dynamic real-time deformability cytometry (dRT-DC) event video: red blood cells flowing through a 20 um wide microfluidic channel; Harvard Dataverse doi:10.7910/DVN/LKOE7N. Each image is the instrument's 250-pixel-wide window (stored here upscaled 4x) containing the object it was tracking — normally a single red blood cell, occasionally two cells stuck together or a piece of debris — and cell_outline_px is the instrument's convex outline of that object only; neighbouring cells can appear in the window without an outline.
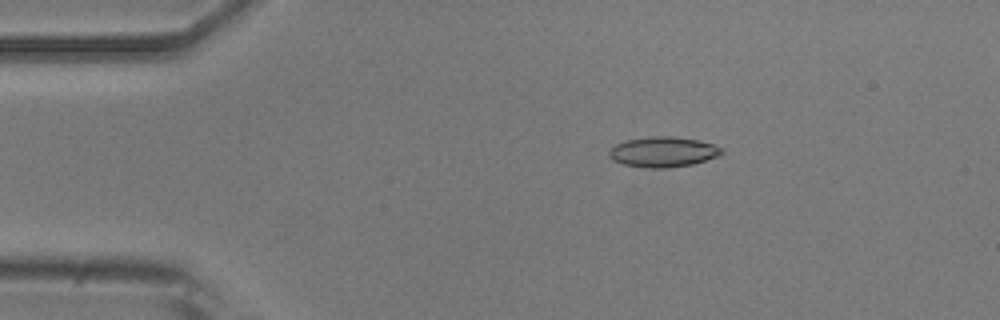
{"species": "common noctule bat (a hibernating species)", "species_latin": "Nyctalus noctula", "temperature_condition": "room temperature", "stored_images_in_passage": 14, "camera_frame_rate_fps": 3000, "um_per_image_px": 0.085, "animal": {"sex": "male", "body_mass_g": 20.5, "forearm_length_mm": 52.5}, "frame": {"image": 1, "passage_image": 2, "time_ms": 2.0, "image_size_px": [1000, 320], "cell_outline_px": [[724, 152], [720, 156], [692, 164], [668, 168], [648, 168], [624, 164], [612, 160], [608, 156], [608, 152], [616, 144], [628, 140], [652, 136], [672, 136], [696, 140], [712, 144], [724, 148]], "centroid_in_image_um": [56.38, 12.92], "position_along_channel_um": 28.6, "area_um2": 19.83}}
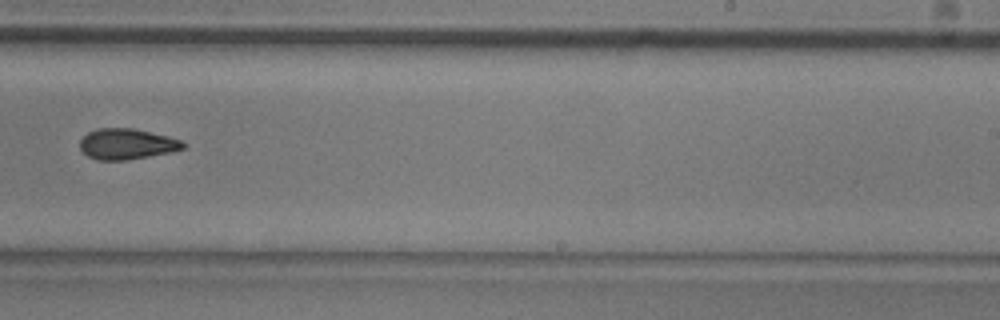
{"frame": {"image": 2, "passage_image": 9, "time_ms": 10.0, "image_size_px": [1000, 320], "cell_outline_px": [[184, 148], [168, 152], [148, 156], [124, 160], [96, 160], [88, 156], [80, 148], [80, 140], [88, 132], [96, 128], [132, 128], [168, 136], [180, 140], [184, 144]], "centroid_in_image_um": [10.73, 12.23], "position_along_channel_um": 278.3, "area_um2": 18.21}}
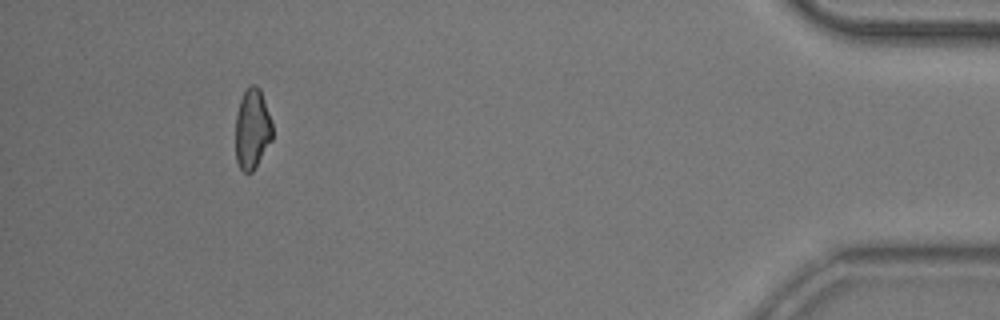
{"frame": {"image": 3, "passage_image": 13, "time_ms": 15.333, "image_size_px": [1000, 320], "cell_outline_px": [[272, 140], [252, 172], [244, 172], [240, 168], [236, 160], [236, 116], [240, 100], [244, 92], [252, 84], [256, 84], [260, 88], [272, 124]], "centroid_in_image_um": [21.44, 10.96], "position_along_channel_um": 413.8, "area_um2": 17.05}}